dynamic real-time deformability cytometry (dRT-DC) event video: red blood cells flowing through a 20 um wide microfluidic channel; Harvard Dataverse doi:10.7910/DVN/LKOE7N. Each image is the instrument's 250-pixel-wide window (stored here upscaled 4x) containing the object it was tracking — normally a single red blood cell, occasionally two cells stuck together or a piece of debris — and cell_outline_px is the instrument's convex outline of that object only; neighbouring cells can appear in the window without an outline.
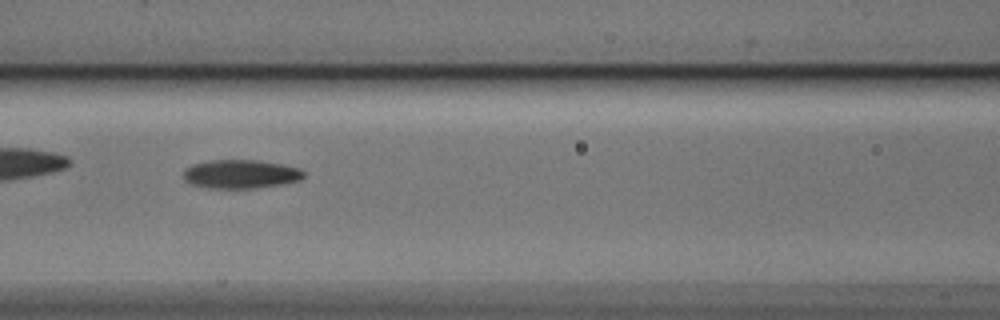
{"species": "Egyptian fruit bat (a non-hibernating species)", "species_latin": "Rousettus aegyptiacus", "temperature_condition": "cold", "stored_images_in_passage": 51, "camera_frame_rate_fps": 3000, "um_per_image_px": 0.085, "animal": {"sex": "male"}, "frame": {"image": 1, "passage_image": 22, "time_ms": 7.0, "image_size_px": [1000, 320], "cell_outline_px": [[304, 176], [300, 180], [280, 184], [256, 188], [208, 188], [192, 184], [184, 180], [184, 168], [192, 164], [212, 160], [256, 160], [280, 164], [300, 168], [304, 172]], "centroid_in_image_um": [20.44, 14.79], "position_along_channel_um": 146.2, "area_um2": 20.06}}
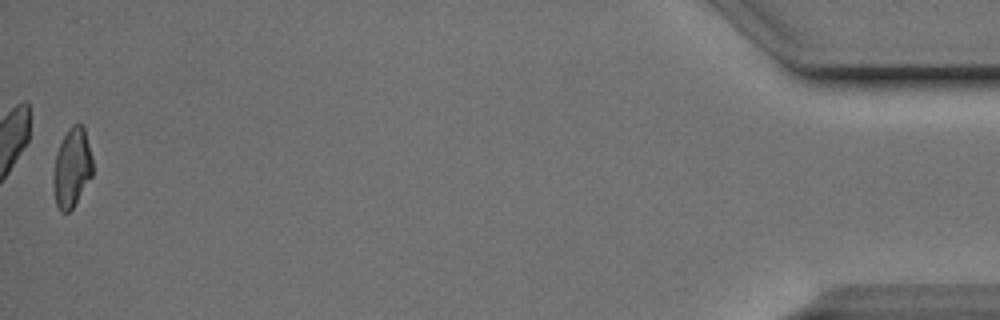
{"frame": {"image": 2, "passage_image": 51, "time_ms": 16.667, "image_size_px": [1000, 320], "cell_outline_px": [[92, 176], [72, 208], [68, 212], [60, 212], [56, 204], [52, 184], [52, 180], [56, 152], [68, 128], [72, 124], [84, 124], [92, 156]], "centroid_in_image_um": [6.11, 14.24], "position_along_channel_um": 429.1, "area_um2": 18.26}, "authors_computed_cell_mechanics": {"area_um2": 19.4208, "velocity_mm_per_s": 3.8728, "shape_relaxation_time_tau1_ms": 5.0913, "shape_relaxation_time_tau2_ms": 5.0006, "deformation_change_tau1": 0.1504, "deformation_change_tau2": 0.1196}}